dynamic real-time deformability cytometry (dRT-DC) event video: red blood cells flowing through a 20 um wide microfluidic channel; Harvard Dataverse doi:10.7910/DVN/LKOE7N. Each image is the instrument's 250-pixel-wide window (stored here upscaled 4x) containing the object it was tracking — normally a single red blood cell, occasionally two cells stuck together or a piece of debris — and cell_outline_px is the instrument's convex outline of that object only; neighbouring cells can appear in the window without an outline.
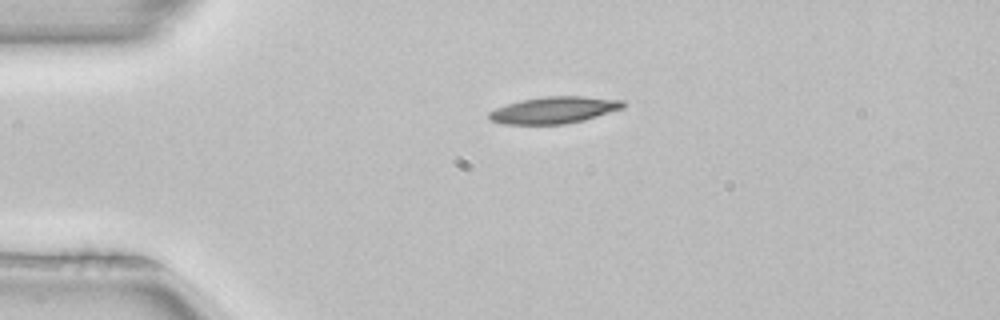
{"species": "common noctule bat (a hibernating species)", "species_latin": "Nyctalus noctula", "temperature_condition": "room temperature", "stored_images_in_passage": 2, "camera_frame_rate_fps": 3000, "um_per_image_px": 0.085, "animal": {"sex": "female", "body_mass_g": 22.7, "forearm_length_mm": 54.2}, "frame": {"image": 1, "passage_image": 1, "time_ms": 0.0, "image_size_px": [1000, 320], "cell_outline_px": [[624, 108], [584, 120], [564, 124], [504, 124], [488, 120], [488, 112], [496, 108], [520, 100], [544, 96], [584, 96], [624, 100]], "centroid_in_image_um": [47.09, 9.35], "position_along_channel_um": 37.9, "area_um2": 20.98}}
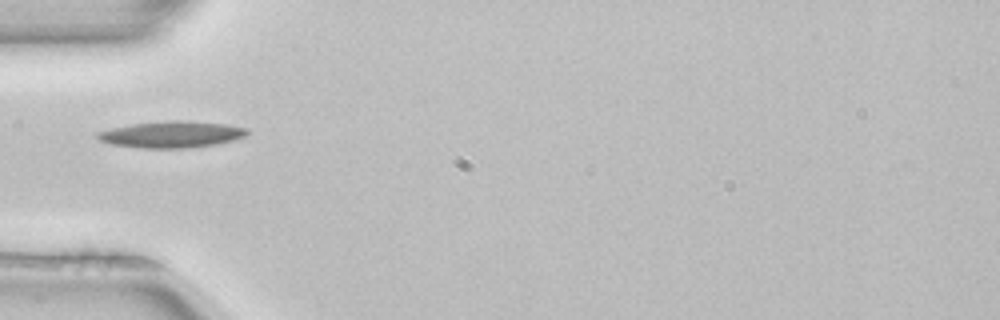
{"frame": {"image": 2, "passage_image": 2, "time_ms": 0.333, "image_size_px": [1000, 320], "cell_outline_px": [[248, 132], [244, 136], [232, 140], [216, 144], [188, 148], [140, 148], [112, 144], [100, 140], [96, 136], [96, 132], [112, 128], [132, 124], [228, 124], [248, 128]], "centroid_in_image_um": [14.55, 11.49], "position_along_channel_um": 70.5, "area_um2": 21.5}}